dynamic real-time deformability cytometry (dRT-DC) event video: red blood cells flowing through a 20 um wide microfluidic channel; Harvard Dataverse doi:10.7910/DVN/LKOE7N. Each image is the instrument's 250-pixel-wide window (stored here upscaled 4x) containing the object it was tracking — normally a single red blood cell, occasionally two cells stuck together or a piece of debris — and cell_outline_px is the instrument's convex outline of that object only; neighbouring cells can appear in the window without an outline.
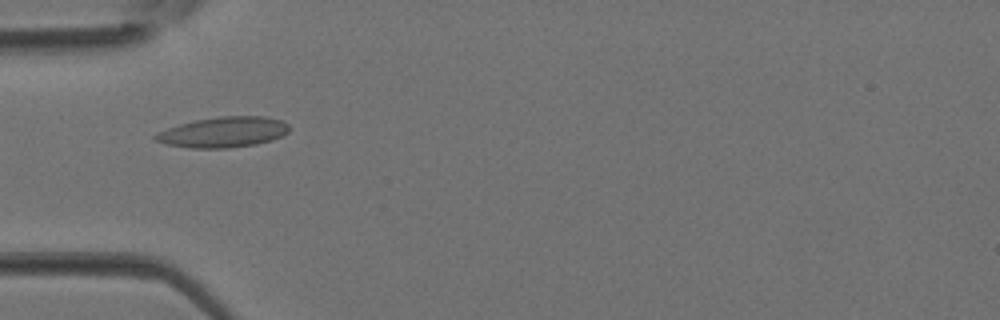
{"species": "Egyptian fruit bat (a non-hibernating species)", "species_latin": "Rousettus aegyptiacus", "temperature_condition": "room temperature", "stored_images_in_passage": 2, "camera_frame_rate_fps": 3000, "um_per_image_px": 0.085, "animal": {"sex": "female"}, "frame": {"image": 1, "passage_image": 1, "time_ms": 0.0, "image_size_px": [1000, 320], "cell_outline_px": [[288, 132], [272, 140], [256, 144], [228, 148], [192, 148], [168, 144], [156, 140], [152, 136], [156, 132], [180, 124], [196, 120], [220, 116], [264, 116], [280, 120], [288, 124]], "centroid_in_image_um": [18.98, 11.23], "position_along_channel_um": 66.0, "area_um2": 23.58}}
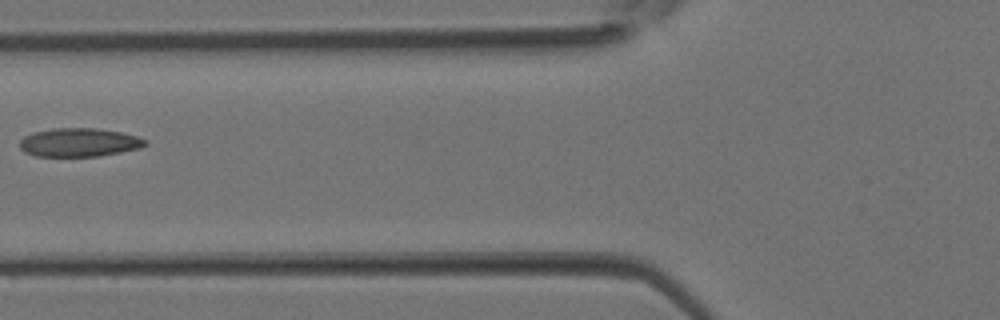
{"frame": {"image": 2, "passage_image": 2, "time_ms": 0.333, "image_size_px": [1000, 320], "cell_outline_px": [[148, 144], [140, 148], [100, 156], [36, 156], [24, 152], [20, 148], [20, 140], [24, 136], [32, 132], [52, 128], [96, 128], [120, 132], [136, 136], [148, 140]], "centroid_in_image_um": [6.72, 12.1], "position_along_channel_um": 119.1, "area_um2": 20.98}}